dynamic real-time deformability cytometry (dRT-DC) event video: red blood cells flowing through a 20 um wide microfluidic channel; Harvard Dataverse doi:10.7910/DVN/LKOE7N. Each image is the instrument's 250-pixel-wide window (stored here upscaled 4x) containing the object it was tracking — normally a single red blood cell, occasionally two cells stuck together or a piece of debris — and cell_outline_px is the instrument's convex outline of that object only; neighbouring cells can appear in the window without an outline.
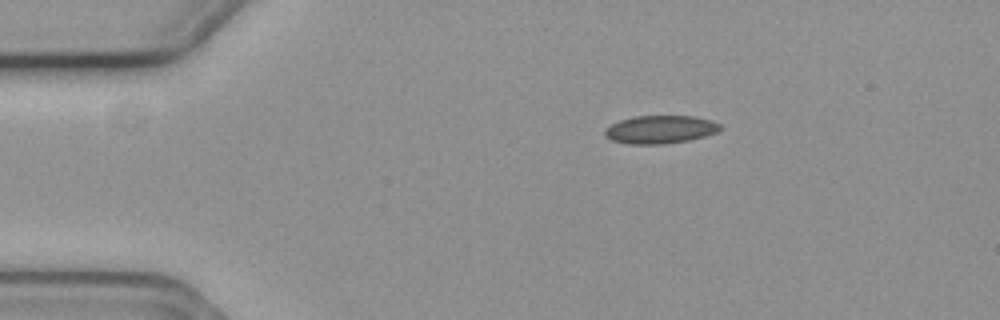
{"species": "common noctule bat (a hibernating species)", "species_latin": "Nyctalus noctula", "temperature_condition": "cold", "stored_images_in_passage": 6, "camera_frame_rate_fps": 3000, "um_per_image_px": 0.085, "animal": {"sex": "female", "body_mass_g": 19.3, "forearm_length_mm": 54.1}, "frame": {"image": 1, "passage_image": 1, "time_ms": 0.0, "image_size_px": [1000, 320], "cell_outline_px": [[720, 128], [716, 132], [704, 136], [688, 140], [664, 144], [628, 144], [612, 140], [604, 136], [604, 128], [620, 120], [636, 116], [696, 116], [712, 120], [720, 124]], "centroid_in_image_um": [56.09, 11.0], "position_along_channel_um": 28.9, "area_um2": 18.84}}